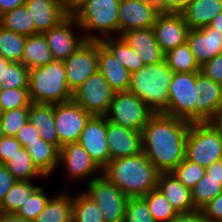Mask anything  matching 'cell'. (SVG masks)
<instances>
[{"label":"cell","instance_id":"cell-1","mask_svg":"<svg viewBox=\"0 0 222 222\" xmlns=\"http://www.w3.org/2000/svg\"><path fill=\"white\" fill-rule=\"evenodd\" d=\"M190 125L188 121L155 113L143 127L142 151L160 173L173 171L185 159Z\"/></svg>","mask_w":222,"mask_h":222},{"label":"cell","instance_id":"cell-2","mask_svg":"<svg viewBox=\"0 0 222 222\" xmlns=\"http://www.w3.org/2000/svg\"><path fill=\"white\" fill-rule=\"evenodd\" d=\"M102 175L128 198L143 197L158 186L160 172L145 154L112 159Z\"/></svg>","mask_w":222,"mask_h":222},{"label":"cell","instance_id":"cell-3","mask_svg":"<svg viewBox=\"0 0 222 222\" xmlns=\"http://www.w3.org/2000/svg\"><path fill=\"white\" fill-rule=\"evenodd\" d=\"M173 73L165 60L144 66L131 73L128 91L141 99L155 113H163L167 109Z\"/></svg>","mask_w":222,"mask_h":222},{"label":"cell","instance_id":"cell-4","mask_svg":"<svg viewBox=\"0 0 222 222\" xmlns=\"http://www.w3.org/2000/svg\"><path fill=\"white\" fill-rule=\"evenodd\" d=\"M29 97L37 104L54 105L72 100L63 61L54 60L29 70Z\"/></svg>","mask_w":222,"mask_h":222},{"label":"cell","instance_id":"cell-5","mask_svg":"<svg viewBox=\"0 0 222 222\" xmlns=\"http://www.w3.org/2000/svg\"><path fill=\"white\" fill-rule=\"evenodd\" d=\"M119 3L120 0H88L73 16L80 29L87 31L84 36L86 41H101L111 37L110 33L119 36ZM100 31L98 36L89 31ZM104 36V38H103Z\"/></svg>","mask_w":222,"mask_h":222},{"label":"cell","instance_id":"cell-6","mask_svg":"<svg viewBox=\"0 0 222 222\" xmlns=\"http://www.w3.org/2000/svg\"><path fill=\"white\" fill-rule=\"evenodd\" d=\"M185 159L204 168L222 160V133L214 122L191 123Z\"/></svg>","mask_w":222,"mask_h":222},{"label":"cell","instance_id":"cell-7","mask_svg":"<svg viewBox=\"0 0 222 222\" xmlns=\"http://www.w3.org/2000/svg\"><path fill=\"white\" fill-rule=\"evenodd\" d=\"M155 112L129 91L115 92L105 115L107 121L141 132Z\"/></svg>","mask_w":222,"mask_h":222},{"label":"cell","instance_id":"cell-8","mask_svg":"<svg viewBox=\"0 0 222 222\" xmlns=\"http://www.w3.org/2000/svg\"><path fill=\"white\" fill-rule=\"evenodd\" d=\"M195 79L196 72L173 73L163 114L195 123Z\"/></svg>","mask_w":222,"mask_h":222},{"label":"cell","instance_id":"cell-9","mask_svg":"<svg viewBox=\"0 0 222 222\" xmlns=\"http://www.w3.org/2000/svg\"><path fill=\"white\" fill-rule=\"evenodd\" d=\"M100 175L89 180L85 193L99 206L105 222H123L128 197Z\"/></svg>","mask_w":222,"mask_h":222},{"label":"cell","instance_id":"cell-10","mask_svg":"<svg viewBox=\"0 0 222 222\" xmlns=\"http://www.w3.org/2000/svg\"><path fill=\"white\" fill-rule=\"evenodd\" d=\"M115 92L97 71L72 92V100L91 116H105Z\"/></svg>","mask_w":222,"mask_h":222},{"label":"cell","instance_id":"cell-11","mask_svg":"<svg viewBox=\"0 0 222 222\" xmlns=\"http://www.w3.org/2000/svg\"><path fill=\"white\" fill-rule=\"evenodd\" d=\"M63 63L68 88L73 92L98 71V41H85Z\"/></svg>","mask_w":222,"mask_h":222},{"label":"cell","instance_id":"cell-12","mask_svg":"<svg viewBox=\"0 0 222 222\" xmlns=\"http://www.w3.org/2000/svg\"><path fill=\"white\" fill-rule=\"evenodd\" d=\"M91 115L73 100L54 104L55 129L59 150L64 144L77 142Z\"/></svg>","mask_w":222,"mask_h":222},{"label":"cell","instance_id":"cell-13","mask_svg":"<svg viewBox=\"0 0 222 222\" xmlns=\"http://www.w3.org/2000/svg\"><path fill=\"white\" fill-rule=\"evenodd\" d=\"M222 115V84L196 72L195 123L214 122Z\"/></svg>","mask_w":222,"mask_h":222},{"label":"cell","instance_id":"cell-14","mask_svg":"<svg viewBox=\"0 0 222 222\" xmlns=\"http://www.w3.org/2000/svg\"><path fill=\"white\" fill-rule=\"evenodd\" d=\"M106 133V117L91 116L86 122L77 141L101 169H103L110 161Z\"/></svg>","mask_w":222,"mask_h":222},{"label":"cell","instance_id":"cell-15","mask_svg":"<svg viewBox=\"0 0 222 222\" xmlns=\"http://www.w3.org/2000/svg\"><path fill=\"white\" fill-rule=\"evenodd\" d=\"M152 29L164 54L187 42L189 27L182 14L160 12Z\"/></svg>","mask_w":222,"mask_h":222},{"label":"cell","instance_id":"cell-16","mask_svg":"<svg viewBox=\"0 0 222 222\" xmlns=\"http://www.w3.org/2000/svg\"><path fill=\"white\" fill-rule=\"evenodd\" d=\"M159 8L145 0H120L119 36L134 29L152 28Z\"/></svg>","mask_w":222,"mask_h":222},{"label":"cell","instance_id":"cell-17","mask_svg":"<svg viewBox=\"0 0 222 222\" xmlns=\"http://www.w3.org/2000/svg\"><path fill=\"white\" fill-rule=\"evenodd\" d=\"M74 25L80 28L73 16H67L56 27L43 33L54 60H66L86 41L83 35L76 37L78 35L72 32L70 28Z\"/></svg>","mask_w":222,"mask_h":222},{"label":"cell","instance_id":"cell-18","mask_svg":"<svg viewBox=\"0 0 222 222\" xmlns=\"http://www.w3.org/2000/svg\"><path fill=\"white\" fill-rule=\"evenodd\" d=\"M107 142L110 160L124 158L142 151V134L119 124L107 121Z\"/></svg>","mask_w":222,"mask_h":222},{"label":"cell","instance_id":"cell-19","mask_svg":"<svg viewBox=\"0 0 222 222\" xmlns=\"http://www.w3.org/2000/svg\"><path fill=\"white\" fill-rule=\"evenodd\" d=\"M65 164L64 168L71 179H82L96 175L102 169L93 161L89 154L78 142L64 144L59 150V164Z\"/></svg>","mask_w":222,"mask_h":222},{"label":"cell","instance_id":"cell-20","mask_svg":"<svg viewBox=\"0 0 222 222\" xmlns=\"http://www.w3.org/2000/svg\"><path fill=\"white\" fill-rule=\"evenodd\" d=\"M187 44L199 66H202L216 55L222 53V33L209 26L189 29Z\"/></svg>","mask_w":222,"mask_h":222},{"label":"cell","instance_id":"cell-21","mask_svg":"<svg viewBox=\"0 0 222 222\" xmlns=\"http://www.w3.org/2000/svg\"><path fill=\"white\" fill-rule=\"evenodd\" d=\"M120 36L137 53L144 66L164 61L165 54L152 28L128 30Z\"/></svg>","mask_w":222,"mask_h":222},{"label":"cell","instance_id":"cell-22","mask_svg":"<svg viewBox=\"0 0 222 222\" xmlns=\"http://www.w3.org/2000/svg\"><path fill=\"white\" fill-rule=\"evenodd\" d=\"M98 71L114 92L128 91L131 73L101 41H98Z\"/></svg>","mask_w":222,"mask_h":222},{"label":"cell","instance_id":"cell-23","mask_svg":"<svg viewBox=\"0 0 222 222\" xmlns=\"http://www.w3.org/2000/svg\"><path fill=\"white\" fill-rule=\"evenodd\" d=\"M24 5L35 22L36 34L49 31L67 17L59 0H26Z\"/></svg>","mask_w":222,"mask_h":222},{"label":"cell","instance_id":"cell-24","mask_svg":"<svg viewBox=\"0 0 222 222\" xmlns=\"http://www.w3.org/2000/svg\"><path fill=\"white\" fill-rule=\"evenodd\" d=\"M222 193V160L206 168V173L191 189V199L195 209H201Z\"/></svg>","mask_w":222,"mask_h":222},{"label":"cell","instance_id":"cell-25","mask_svg":"<svg viewBox=\"0 0 222 222\" xmlns=\"http://www.w3.org/2000/svg\"><path fill=\"white\" fill-rule=\"evenodd\" d=\"M157 188L162 191L177 213L196 210L192 203L191 190L179 182L172 172L160 173Z\"/></svg>","mask_w":222,"mask_h":222},{"label":"cell","instance_id":"cell-26","mask_svg":"<svg viewBox=\"0 0 222 222\" xmlns=\"http://www.w3.org/2000/svg\"><path fill=\"white\" fill-rule=\"evenodd\" d=\"M28 121L39 130L40 138L59 149V138L55 129L54 105L31 103Z\"/></svg>","mask_w":222,"mask_h":222},{"label":"cell","instance_id":"cell-27","mask_svg":"<svg viewBox=\"0 0 222 222\" xmlns=\"http://www.w3.org/2000/svg\"><path fill=\"white\" fill-rule=\"evenodd\" d=\"M222 12V0H193L181 13L189 29L208 26Z\"/></svg>","mask_w":222,"mask_h":222},{"label":"cell","instance_id":"cell-28","mask_svg":"<svg viewBox=\"0 0 222 222\" xmlns=\"http://www.w3.org/2000/svg\"><path fill=\"white\" fill-rule=\"evenodd\" d=\"M24 148L32 158L34 165L45 177H48L59 164V149L42 138L27 143Z\"/></svg>","mask_w":222,"mask_h":222},{"label":"cell","instance_id":"cell-29","mask_svg":"<svg viewBox=\"0 0 222 222\" xmlns=\"http://www.w3.org/2000/svg\"><path fill=\"white\" fill-rule=\"evenodd\" d=\"M54 61L43 34L27 36L24 44L21 63L29 70L44 66Z\"/></svg>","mask_w":222,"mask_h":222},{"label":"cell","instance_id":"cell-30","mask_svg":"<svg viewBox=\"0 0 222 222\" xmlns=\"http://www.w3.org/2000/svg\"><path fill=\"white\" fill-rule=\"evenodd\" d=\"M69 190L50 198L33 222H72L73 197Z\"/></svg>","mask_w":222,"mask_h":222},{"label":"cell","instance_id":"cell-31","mask_svg":"<svg viewBox=\"0 0 222 222\" xmlns=\"http://www.w3.org/2000/svg\"><path fill=\"white\" fill-rule=\"evenodd\" d=\"M0 26L26 37L36 34L35 22L25 5L16 7L12 11L1 15Z\"/></svg>","mask_w":222,"mask_h":222},{"label":"cell","instance_id":"cell-32","mask_svg":"<svg viewBox=\"0 0 222 222\" xmlns=\"http://www.w3.org/2000/svg\"><path fill=\"white\" fill-rule=\"evenodd\" d=\"M101 42L130 73L138 71L144 67L140 57L121 36H111L105 38V40H101Z\"/></svg>","mask_w":222,"mask_h":222},{"label":"cell","instance_id":"cell-33","mask_svg":"<svg viewBox=\"0 0 222 222\" xmlns=\"http://www.w3.org/2000/svg\"><path fill=\"white\" fill-rule=\"evenodd\" d=\"M17 181H31L32 177L46 178L34 165L29 153L23 147L4 164Z\"/></svg>","mask_w":222,"mask_h":222},{"label":"cell","instance_id":"cell-34","mask_svg":"<svg viewBox=\"0 0 222 222\" xmlns=\"http://www.w3.org/2000/svg\"><path fill=\"white\" fill-rule=\"evenodd\" d=\"M31 181H16L5 194L0 205L1 213H17L23 203L38 189Z\"/></svg>","mask_w":222,"mask_h":222},{"label":"cell","instance_id":"cell-35","mask_svg":"<svg viewBox=\"0 0 222 222\" xmlns=\"http://www.w3.org/2000/svg\"><path fill=\"white\" fill-rule=\"evenodd\" d=\"M164 60L173 72H200V66L187 42L167 52Z\"/></svg>","mask_w":222,"mask_h":222},{"label":"cell","instance_id":"cell-36","mask_svg":"<svg viewBox=\"0 0 222 222\" xmlns=\"http://www.w3.org/2000/svg\"><path fill=\"white\" fill-rule=\"evenodd\" d=\"M72 222H105L99 206L85 192L73 197Z\"/></svg>","mask_w":222,"mask_h":222},{"label":"cell","instance_id":"cell-37","mask_svg":"<svg viewBox=\"0 0 222 222\" xmlns=\"http://www.w3.org/2000/svg\"><path fill=\"white\" fill-rule=\"evenodd\" d=\"M26 36L0 26V56L10 62H21Z\"/></svg>","mask_w":222,"mask_h":222},{"label":"cell","instance_id":"cell-38","mask_svg":"<svg viewBox=\"0 0 222 222\" xmlns=\"http://www.w3.org/2000/svg\"><path fill=\"white\" fill-rule=\"evenodd\" d=\"M142 198L146 201L149 211L156 222H168L177 214L158 188L153 189Z\"/></svg>","mask_w":222,"mask_h":222},{"label":"cell","instance_id":"cell-39","mask_svg":"<svg viewBox=\"0 0 222 222\" xmlns=\"http://www.w3.org/2000/svg\"><path fill=\"white\" fill-rule=\"evenodd\" d=\"M2 88H29V69L21 62H10L0 75Z\"/></svg>","mask_w":222,"mask_h":222},{"label":"cell","instance_id":"cell-40","mask_svg":"<svg viewBox=\"0 0 222 222\" xmlns=\"http://www.w3.org/2000/svg\"><path fill=\"white\" fill-rule=\"evenodd\" d=\"M174 176L190 190L206 173V168L184 159L173 171Z\"/></svg>","mask_w":222,"mask_h":222},{"label":"cell","instance_id":"cell-41","mask_svg":"<svg viewBox=\"0 0 222 222\" xmlns=\"http://www.w3.org/2000/svg\"><path fill=\"white\" fill-rule=\"evenodd\" d=\"M29 88H2L0 93V108L2 112L20 107H30Z\"/></svg>","mask_w":222,"mask_h":222},{"label":"cell","instance_id":"cell-42","mask_svg":"<svg viewBox=\"0 0 222 222\" xmlns=\"http://www.w3.org/2000/svg\"><path fill=\"white\" fill-rule=\"evenodd\" d=\"M29 107H20L2 112L0 121L5 136H14L28 122Z\"/></svg>","mask_w":222,"mask_h":222},{"label":"cell","instance_id":"cell-43","mask_svg":"<svg viewBox=\"0 0 222 222\" xmlns=\"http://www.w3.org/2000/svg\"><path fill=\"white\" fill-rule=\"evenodd\" d=\"M44 188L39 187L28 199L21 208L17 211V214L24 220L33 222L38 214L45 208L49 197L45 194Z\"/></svg>","mask_w":222,"mask_h":222},{"label":"cell","instance_id":"cell-44","mask_svg":"<svg viewBox=\"0 0 222 222\" xmlns=\"http://www.w3.org/2000/svg\"><path fill=\"white\" fill-rule=\"evenodd\" d=\"M123 222H156L142 197L128 198Z\"/></svg>","mask_w":222,"mask_h":222},{"label":"cell","instance_id":"cell-45","mask_svg":"<svg viewBox=\"0 0 222 222\" xmlns=\"http://www.w3.org/2000/svg\"><path fill=\"white\" fill-rule=\"evenodd\" d=\"M200 72L214 82L222 84V53L200 66Z\"/></svg>","mask_w":222,"mask_h":222},{"label":"cell","instance_id":"cell-46","mask_svg":"<svg viewBox=\"0 0 222 222\" xmlns=\"http://www.w3.org/2000/svg\"><path fill=\"white\" fill-rule=\"evenodd\" d=\"M23 148L14 136H4L0 140V165H4L17 152Z\"/></svg>","mask_w":222,"mask_h":222},{"label":"cell","instance_id":"cell-47","mask_svg":"<svg viewBox=\"0 0 222 222\" xmlns=\"http://www.w3.org/2000/svg\"><path fill=\"white\" fill-rule=\"evenodd\" d=\"M208 222H222V193L200 209Z\"/></svg>","mask_w":222,"mask_h":222},{"label":"cell","instance_id":"cell-48","mask_svg":"<svg viewBox=\"0 0 222 222\" xmlns=\"http://www.w3.org/2000/svg\"><path fill=\"white\" fill-rule=\"evenodd\" d=\"M15 138L24 147L27 143L38 141L40 138L39 130L36 129L29 121L15 135Z\"/></svg>","mask_w":222,"mask_h":222},{"label":"cell","instance_id":"cell-49","mask_svg":"<svg viewBox=\"0 0 222 222\" xmlns=\"http://www.w3.org/2000/svg\"><path fill=\"white\" fill-rule=\"evenodd\" d=\"M17 180L8 171L5 165H0V205L5 197V194L11 189Z\"/></svg>","mask_w":222,"mask_h":222},{"label":"cell","instance_id":"cell-50","mask_svg":"<svg viewBox=\"0 0 222 222\" xmlns=\"http://www.w3.org/2000/svg\"><path fill=\"white\" fill-rule=\"evenodd\" d=\"M193 0H163L162 13L181 14Z\"/></svg>","mask_w":222,"mask_h":222},{"label":"cell","instance_id":"cell-51","mask_svg":"<svg viewBox=\"0 0 222 222\" xmlns=\"http://www.w3.org/2000/svg\"><path fill=\"white\" fill-rule=\"evenodd\" d=\"M168 222H208L201 210L196 209L187 213H177Z\"/></svg>","mask_w":222,"mask_h":222},{"label":"cell","instance_id":"cell-52","mask_svg":"<svg viewBox=\"0 0 222 222\" xmlns=\"http://www.w3.org/2000/svg\"><path fill=\"white\" fill-rule=\"evenodd\" d=\"M87 1L88 0H59L63 12L67 16H74Z\"/></svg>","mask_w":222,"mask_h":222},{"label":"cell","instance_id":"cell-53","mask_svg":"<svg viewBox=\"0 0 222 222\" xmlns=\"http://www.w3.org/2000/svg\"><path fill=\"white\" fill-rule=\"evenodd\" d=\"M26 0H0V16L25 4Z\"/></svg>","mask_w":222,"mask_h":222},{"label":"cell","instance_id":"cell-54","mask_svg":"<svg viewBox=\"0 0 222 222\" xmlns=\"http://www.w3.org/2000/svg\"><path fill=\"white\" fill-rule=\"evenodd\" d=\"M2 222H31L24 220L17 213H2Z\"/></svg>","mask_w":222,"mask_h":222},{"label":"cell","instance_id":"cell-55","mask_svg":"<svg viewBox=\"0 0 222 222\" xmlns=\"http://www.w3.org/2000/svg\"><path fill=\"white\" fill-rule=\"evenodd\" d=\"M208 26L215 29V31H220L222 33V12L213 18Z\"/></svg>","mask_w":222,"mask_h":222},{"label":"cell","instance_id":"cell-56","mask_svg":"<svg viewBox=\"0 0 222 222\" xmlns=\"http://www.w3.org/2000/svg\"><path fill=\"white\" fill-rule=\"evenodd\" d=\"M9 63H10V61L8 59H5L0 56V75H1L4 67H6Z\"/></svg>","mask_w":222,"mask_h":222},{"label":"cell","instance_id":"cell-57","mask_svg":"<svg viewBox=\"0 0 222 222\" xmlns=\"http://www.w3.org/2000/svg\"><path fill=\"white\" fill-rule=\"evenodd\" d=\"M145 1L154 4L157 8H159V11L162 13V1L163 0H145Z\"/></svg>","mask_w":222,"mask_h":222},{"label":"cell","instance_id":"cell-58","mask_svg":"<svg viewBox=\"0 0 222 222\" xmlns=\"http://www.w3.org/2000/svg\"><path fill=\"white\" fill-rule=\"evenodd\" d=\"M214 123L218 126V128L221 130V133H222V115L219 116L215 121Z\"/></svg>","mask_w":222,"mask_h":222},{"label":"cell","instance_id":"cell-59","mask_svg":"<svg viewBox=\"0 0 222 222\" xmlns=\"http://www.w3.org/2000/svg\"><path fill=\"white\" fill-rule=\"evenodd\" d=\"M5 136L4 131H3V127H2V123L0 121V140Z\"/></svg>","mask_w":222,"mask_h":222},{"label":"cell","instance_id":"cell-60","mask_svg":"<svg viewBox=\"0 0 222 222\" xmlns=\"http://www.w3.org/2000/svg\"><path fill=\"white\" fill-rule=\"evenodd\" d=\"M0 222H2V213L0 212Z\"/></svg>","mask_w":222,"mask_h":222},{"label":"cell","instance_id":"cell-61","mask_svg":"<svg viewBox=\"0 0 222 222\" xmlns=\"http://www.w3.org/2000/svg\"><path fill=\"white\" fill-rule=\"evenodd\" d=\"M1 116H2V110H1V108H0V118H1Z\"/></svg>","mask_w":222,"mask_h":222}]
</instances>
